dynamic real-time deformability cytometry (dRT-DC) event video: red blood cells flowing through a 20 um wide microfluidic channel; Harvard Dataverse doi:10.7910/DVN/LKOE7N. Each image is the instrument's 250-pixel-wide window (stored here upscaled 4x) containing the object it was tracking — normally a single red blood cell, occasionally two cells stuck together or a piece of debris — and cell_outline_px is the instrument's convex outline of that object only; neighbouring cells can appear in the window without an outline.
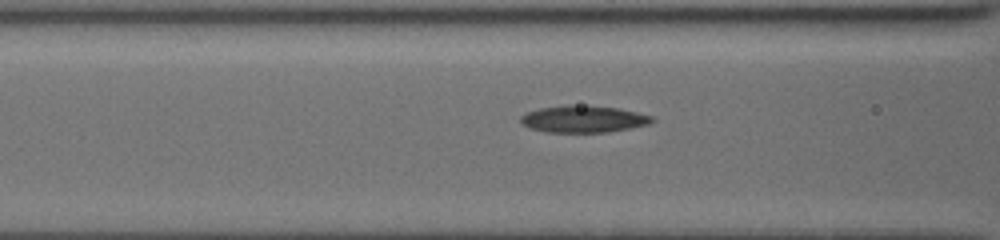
{"species": "common noctule bat (a hibernating species)", "species_latin": "Nyctalus noctula", "temperature_condition": "cold", "stored_images_in_passage": 13, "camera_frame_rate_fps": 3000, "um_per_image_px": 0.085, "animal": {"sex": "female", "body_mass_g": 19.5, "forearm_length_mm": 54.1}, "frame": {"image": 1, "passage_image": 11, "time_ms": 3.333, "image_size_px": [1000, 240], "cell_outline_px": [[656, 120], [648, 124], [608, 132], [548, 132], [532, 128], [524, 124], [520, 120], [520, 116], [528, 112], [540, 108], [564, 104], [572, 104], [616, 108], [636, 112], [652, 116]], "centroid_in_image_um": [49.59, 10.11], "position_along_channel_um": 117.0, "area_um2": 20.4}}